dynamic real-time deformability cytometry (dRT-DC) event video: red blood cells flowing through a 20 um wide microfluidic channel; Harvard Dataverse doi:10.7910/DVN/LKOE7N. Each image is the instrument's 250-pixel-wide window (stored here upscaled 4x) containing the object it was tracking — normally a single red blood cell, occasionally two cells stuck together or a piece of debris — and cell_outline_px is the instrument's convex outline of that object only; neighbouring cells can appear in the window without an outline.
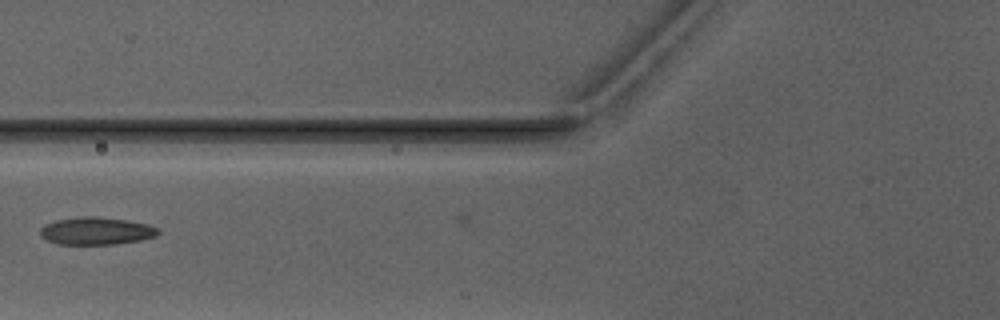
{"species": "Egyptian fruit bat (a non-hibernating species)", "species_latin": "Rousettus aegyptiacus", "temperature_condition": "warm", "stored_images_in_passage": 8, "camera_frame_rate_fps": 3000, "um_per_image_px": 0.085, "animal": {"sex": "male"}, "frame": {"image": 1, "passage_image": 8, "time_ms": 8.333, "image_size_px": [1000, 320], "cell_outline_px": [[160, 232], [156, 236], [140, 240], [116, 244], [56, 244], [44, 240], [40, 236], [40, 228], [44, 224], [56, 220], [84, 216], [96, 216], [124, 220], [144, 224], [160, 228]], "centroid_in_image_um": [8.13, 19.64], "position_along_channel_um": 117.7, "area_um2": 18.96}}